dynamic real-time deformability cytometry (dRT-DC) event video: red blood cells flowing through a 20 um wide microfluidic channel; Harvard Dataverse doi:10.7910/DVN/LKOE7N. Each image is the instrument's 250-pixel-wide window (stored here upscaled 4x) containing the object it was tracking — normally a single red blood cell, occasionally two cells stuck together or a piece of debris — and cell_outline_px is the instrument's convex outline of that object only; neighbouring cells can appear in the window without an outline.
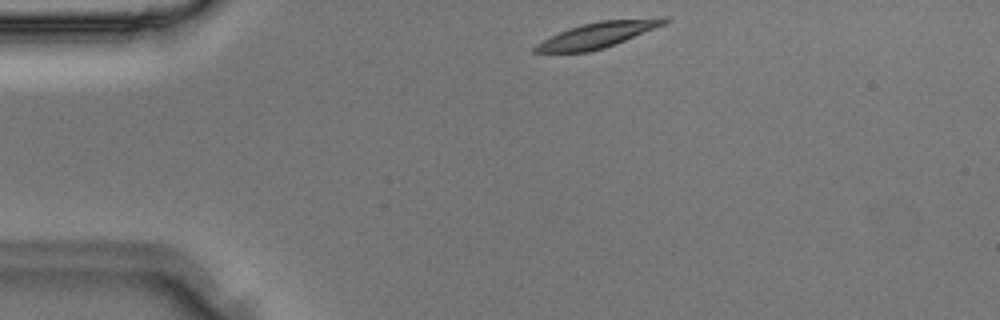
{"species": "Egyptian fruit bat (a non-hibernating species)", "species_latin": "Rousettus aegyptiacus", "temperature_condition": "room temperature", "stored_images_in_passage": 29, "camera_frame_rate_fps": 3000, "um_per_image_px": 0.085, "animal": {"sex": "male"}, "frame": {"image": 1, "passage_image": 1, "time_ms": 0.0, "image_size_px": [1000, 320], "cell_outline_px": [[668, 20], [664, 24], [616, 44], [604, 48], [588, 52], [532, 52], [532, 48], [536, 44], [568, 28], [580, 24], [600, 20], [660, 16], [668, 16]], "centroid_in_image_um": [50.84, 2.94], "position_along_channel_um": 34.2, "area_um2": 19.42}}
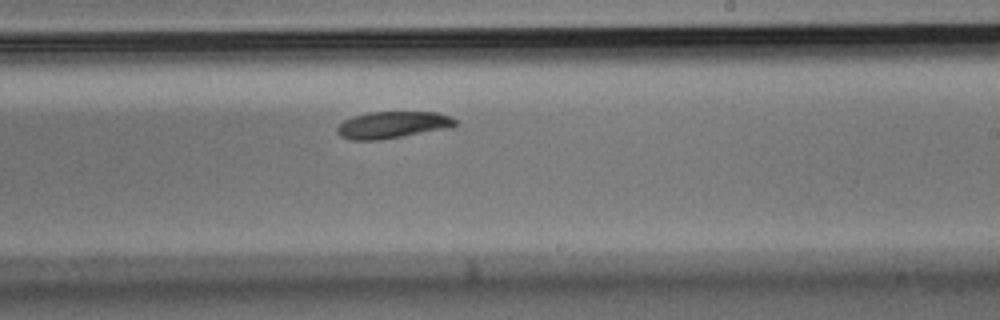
{"frame": {"image": 2, "passage_image": 16, "time_ms": 5.0, "image_size_px": [1000, 320], "cell_outline_px": [[456, 124], [452, 128], [380, 140], [352, 140], [340, 136], [336, 132], [336, 128], [344, 120], [352, 116], [368, 112], [436, 112], [448, 116], [456, 120]], "centroid_in_image_um": [33.35, 10.62], "position_along_channel_um": 255.6, "area_um2": 18.61}}
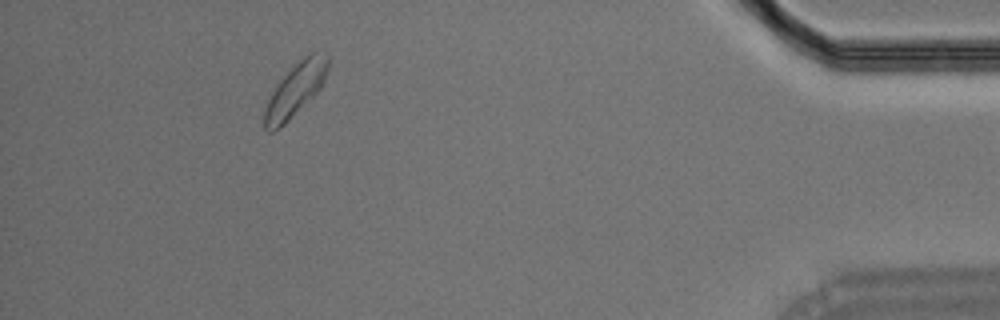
{"frame": {"image": 3, "passage_image": 28, "time_ms": 9.0, "image_size_px": [1000, 320], "cell_outline_px": [[328, 68], [324, 80], [320, 88], [280, 128], [272, 132], [268, 132], [264, 128], [264, 112], [268, 100], [272, 92], [280, 80], [308, 52], [312, 52], [328, 56]], "centroid_in_image_um": [25.09, 7.65], "position_along_channel_um": 410.1, "area_um2": 18.96}}